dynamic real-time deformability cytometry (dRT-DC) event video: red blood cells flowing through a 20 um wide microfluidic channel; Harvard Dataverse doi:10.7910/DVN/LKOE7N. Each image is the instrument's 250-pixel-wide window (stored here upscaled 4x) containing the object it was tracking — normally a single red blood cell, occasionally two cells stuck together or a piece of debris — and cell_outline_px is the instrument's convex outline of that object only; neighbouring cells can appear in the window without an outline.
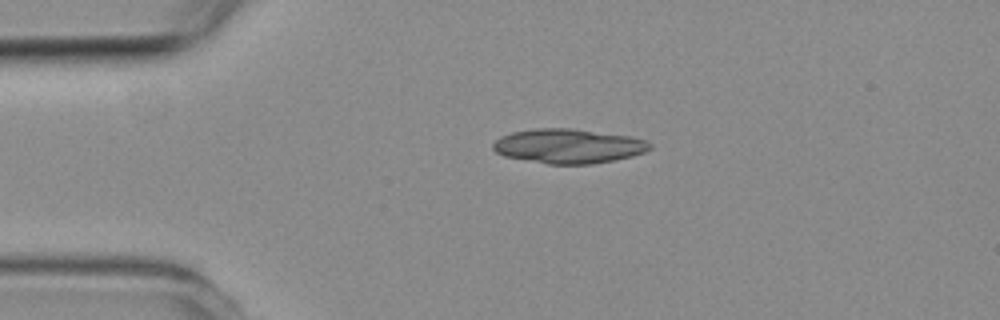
{"species": "common noctule bat (a hibernating species)", "species_latin": "Nyctalus noctula", "temperature_condition": "room temperature", "stored_images_in_passage": 2, "camera_frame_rate_fps": 3000, "um_per_image_px": 0.085, "animal": {"sex": "female", "body_mass_g": 19.3, "forearm_length_mm": 54.1}, "frame": {"image": 1, "passage_image": 1, "time_ms": 0.0, "image_size_px": [1000, 320], "cell_outline_px": [[652, 148], [644, 152], [632, 156], [592, 164], [548, 164], [504, 156], [496, 152], [492, 148], [492, 144], [500, 136], [512, 132], [536, 128], [572, 128], [632, 136], [648, 140], [652, 144]], "centroid_in_image_um": [48.33, 12.41], "position_along_channel_um": 36.7, "area_um2": 31.67}}